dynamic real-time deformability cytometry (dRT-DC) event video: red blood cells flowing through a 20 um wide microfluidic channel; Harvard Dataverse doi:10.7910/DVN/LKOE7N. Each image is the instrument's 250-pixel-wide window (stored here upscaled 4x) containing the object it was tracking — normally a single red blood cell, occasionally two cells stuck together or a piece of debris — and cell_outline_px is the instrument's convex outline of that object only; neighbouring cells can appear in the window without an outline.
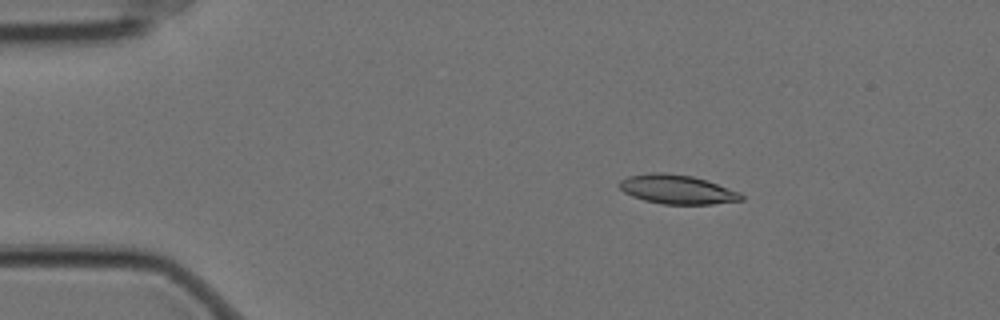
{"species": "Egyptian fruit bat (a non-hibernating species)", "species_latin": "Rousettus aegyptiacus", "temperature_condition": "cold", "stored_images_in_passage": 5, "camera_frame_rate_fps": 3000, "um_per_image_px": 0.085, "animal": {"sex": "female"}, "frame": {"image": 1, "passage_image": 3, "time_ms": 0.667, "image_size_px": [1000, 320], "cell_outline_px": [[744, 200], [712, 204], [664, 204], [644, 200], [632, 196], [624, 192], [620, 188], [620, 180], [628, 176], [648, 172], [664, 172], [692, 176], [740, 192], [744, 196]], "centroid_in_image_um": [57.54, 16.1], "position_along_channel_um": 27.5, "area_um2": 20.58}}